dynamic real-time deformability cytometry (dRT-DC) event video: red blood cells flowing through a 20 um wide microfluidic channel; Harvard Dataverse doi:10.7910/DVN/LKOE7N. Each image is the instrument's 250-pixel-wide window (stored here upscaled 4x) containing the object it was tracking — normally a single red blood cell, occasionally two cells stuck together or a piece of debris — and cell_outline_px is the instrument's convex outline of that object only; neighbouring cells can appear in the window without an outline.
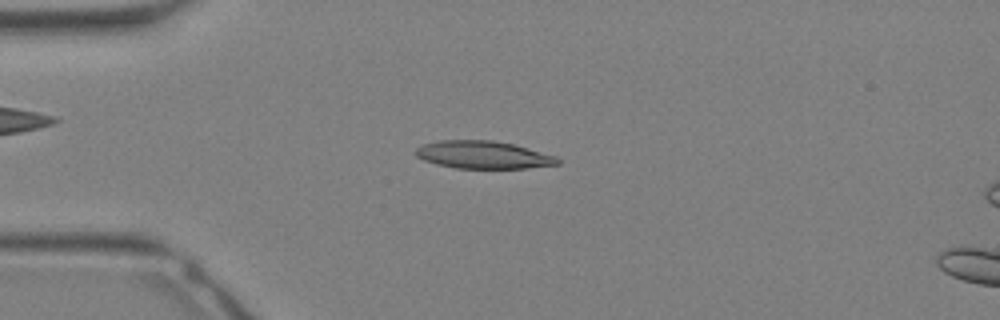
{"species": "Egyptian fruit bat (a non-hibernating species)", "species_latin": "Rousettus aegyptiacus", "temperature_condition": "warm", "stored_images_in_passage": 32, "camera_frame_rate_fps": 3000, "um_per_image_px": 0.085, "animal": {"sex": "female"}, "frame": {"image": 1, "passage_image": 8, "time_ms": 2.333, "image_size_px": [1000, 320], "cell_outline_px": [[560, 164], [528, 168], [456, 168], [436, 164], [424, 160], [416, 156], [416, 148], [424, 144], [440, 140], [492, 140], [512, 144], [528, 148], [556, 156], [560, 160]], "centroid_in_image_um": [41.08, 13.16], "position_along_channel_um": 43.9, "area_um2": 22.77}}
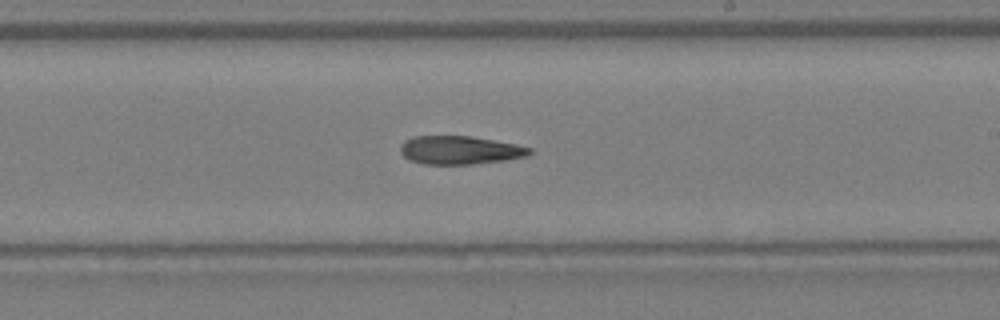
{"frame": {"image": 2, "passage_image": 19, "time_ms": 6.0, "image_size_px": [1000, 320], "cell_outline_px": [[532, 152], [528, 156], [504, 160], [472, 164], [424, 164], [408, 160], [400, 152], [400, 144], [404, 140], [412, 136], [472, 136], [516, 144], [532, 148]], "centroid_in_image_um": [39.06, 12.75], "position_along_channel_um": 249.9, "area_um2": 21.5}}
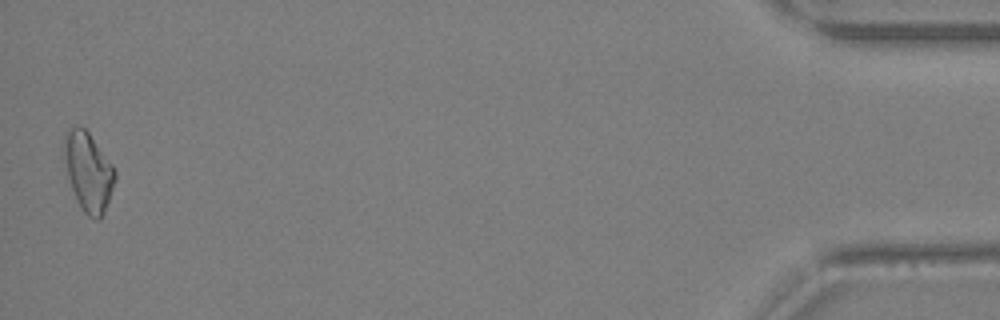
{"frame": {"image": 3, "passage_image": 32, "time_ms": 10.333, "image_size_px": [1000, 320], "cell_outline_px": [[116, 180], [104, 212], [100, 220], [96, 220], [88, 216], [84, 212], [72, 188], [68, 176], [60, 148], [64, 136], [68, 128], [84, 128], [88, 132], [112, 164], [116, 172]], "centroid_in_image_um": [7.48, 14.58], "position_along_channel_um": 427.7, "area_um2": 23.35}}